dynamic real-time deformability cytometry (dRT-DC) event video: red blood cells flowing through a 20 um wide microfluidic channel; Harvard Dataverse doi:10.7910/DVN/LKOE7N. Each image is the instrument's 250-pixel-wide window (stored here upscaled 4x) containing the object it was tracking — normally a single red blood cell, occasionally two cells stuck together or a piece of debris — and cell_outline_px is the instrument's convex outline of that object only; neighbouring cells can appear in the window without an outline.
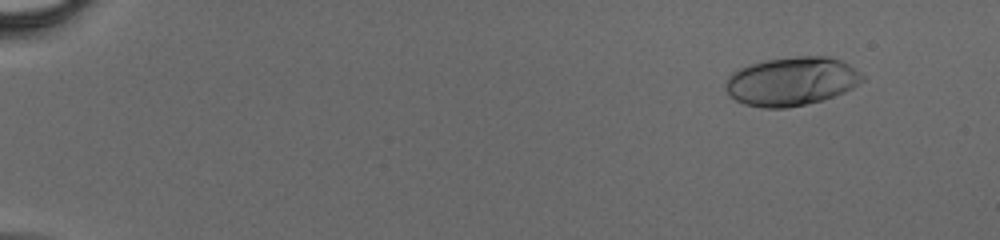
{"species": "human", "species_latin": "Homo sapiens", "temperature_condition": "cold", "stored_images_in_passage": 43, "camera_frame_rate_fps": 3000, "um_per_image_px": 0.085, "donor": {"sex": "male"}, "frame": {"image": 1, "passage_image": 1, "time_ms": 0.0, "image_size_px": [1000, 240], "cell_outline_px": [[864, 80], [852, 88], [844, 92], [824, 100], [784, 108], [764, 108], [744, 104], [736, 100], [724, 88], [724, 84], [728, 76], [732, 72], [740, 68], [752, 64], [768, 60], [796, 56], [828, 56], [840, 60], [848, 64], [864, 76]], "centroid_in_image_um": [67.28, 6.91], "position_along_channel_um": 17.7, "area_um2": 38.61}}
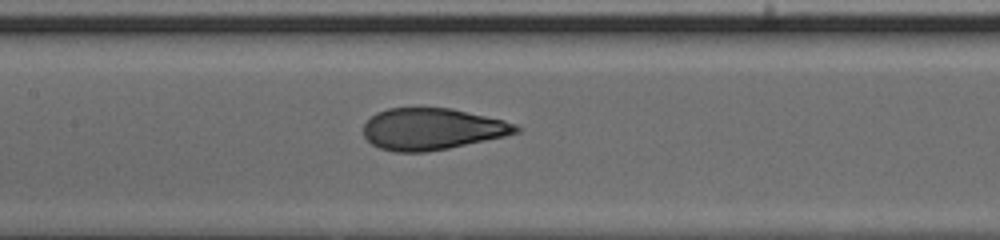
{"frame": {"image": 2, "passage_image": 21, "time_ms": 6.667, "image_size_px": [1000, 240], "cell_outline_px": [[520, 132], [504, 136], [448, 148], [424, 152], [396, 152], [380, 148], [372, 144], [364, 136], [364, 124], [376, 112], [388, 108], [452, 108], [504, 120], [516, 124], [520, 128]], "centroid_in_image_um": [36.72, 10.96], "position_along_channel_um": 170.7, "area_um2": 36.82}}
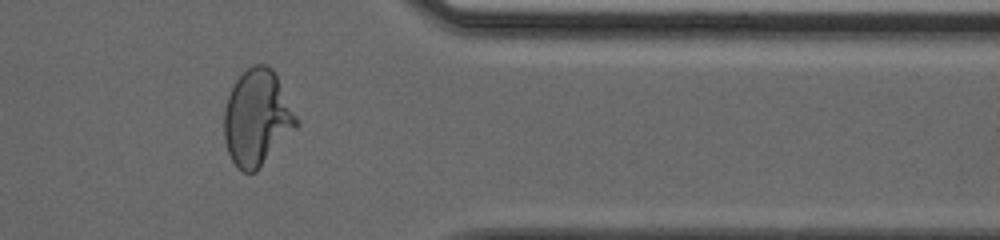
{"frame": {"image": 3, "passage_image": 36, "time_ms": 11.667, "image_size_px": [1000, 240], "cell_outline_px": [[300, 124], [256, 172], [244, 172], [232, 160], [228, 152], [224, 140], [224, 108], [228, 96], [236, 80], [248, 68], [256, 64], [264, 64], [272, 68], [300, 120]], "centroid_in_image_um": [21.87, 10.02], "position_along_channel_um": 389.5, "area_um2": 40.29}}